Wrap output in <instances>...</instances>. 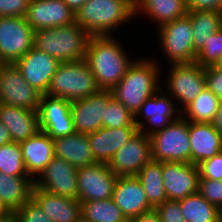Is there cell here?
Returning <instances> with one entry per match:
<instances>
[{"instance_id":"74e56055","label":"cell","mask_w":222,"mask_h":222,"mask_svg":"<svg viewBox=\"0 0 222 222\" xmlns=\"http://www.w3.org/2000/svg\"><path fill=\"white\" fill-rule=\"evenodd\" d=\"M198 192L222 211V180L199 177Z\"/></svg>"},{"instance_id":"681fc988","label":"cell","mask_w":222,"mask_h":222,"mask_svg":"<svg viewBox=\"0 0 222 222\" xmlns=\"http://www.w3.org/2000/svg\"><path fill=\"white\" fill-rule=\"evenodd\" d=\"M0 222H19V220L15 212H10L6 216L0 218Z\"/></svg>"},{"instance_id":"603a6c76","label":"cell","mask_w":222,"mask_h":222,"mask_svg":"<svg viewBox=\"0 0 222 222\" xmlns=\"http://www.w3.org/2000/svg\"><path fill=\"white\" fill-rule=\"evenodd\" d=\"M32 199L54 222H75L81 216V202L65 196H57L33 186Z\"/></svg>"},{"instance_id":"5bb4252c","label":"cell","mask_w":222,"mask_h":222,"mask_svg":"<svg viewBox=\"0 0 222 222\" xmlns=\"http://www.w3.org/2000/svg\"><path fill=\"white\" fill-rule=\"evenodd\" d=\"M34 186L57 196L78 199L77 168L54 156L34 180Z\"/></svg>"},{"instance_id":"d6a6232c","label":"cell","mask_w":222,"mask_h":222,"mask_svg":"<svg viewBox=\"0 0 222 222\" xmlns=\"http://www.w3.org/2000/svg\"><path fill=\"white\" fill-rule=\"evenodd\" d=\"M0 171L11 176H29L19 143L10 142L0 146Z\"/></svg>"},{"instance_id":"e0dca14e","label":"cell","mask_w":222,"mask_h":222,"mask_svg":"<svg viewBox=\"0 0 222 222\" xmlns=\"http://www.w3.org/2000/svg\"><path fill=\"white\" fill-rule=\"evenodd\" d=\"M25 18L34 31L76 22L75 13L63 0H30Z\"/></svg>"},{"instance_id":"6da1fadb","label":"cell","mask_w":222,"mask_h":222,"mask_svg":"<svg viewBox=\"0 0 222 222\" xmlns=\"http://www.w3.org/2000/svg\"><path fill=\"white\" fill-rule=\"evenodd\" d=\"M115 36H91L85 61L101 90H112L138 58L128 55L121 40ZM126 50V51H125Z\"/></svg>"},{"instance_id":"7bdbcfd3","label":"cell","mask_w":222,"mask_h":222,"mask_svg":"<svg viewBox=\"0 0 222 222\" xmlns=\"http://www.w3.org/2000/svg\"><path fill=\"white\" fill-rule=\"evenodd\" d=\"M205 84L222 101V70L215 66L206 67Z\"/></svg>"},{"instance_id":"b9f144b4","label":"cell","mask_w":222,"mask_h":222,"mask_svg":"<svg viewBox=\"0 0 222 222\" xmlns=\"http://www.w3.org/2000/svg\"><path fill=\"white\" fill-rule=\"evenodd\" d=\"M30 0H0V16L25 17Z\"/></svg>"},{"instance_id":"7402d4cb","label":"cell","mask_w":222,"mask_h":222,"mask_svg":"<svg viewBox=\"0 0 222 222\" xmlns=\"http://www.w3.org/2000/svg\"><path fill=\"white\" fill-rule=\"evenodd\" d=\"M19 144L25 169L28 175L35 180L54 157L53 139L45 132L39 131Z\"/></svg>"},{"instance_id":"60d3db41","label":"cell","mask_w":222,"mask_h":222,"mask_svg":"<svg viewBox=\"0 0 222 222\" xmlns=\"http://www.w3.org/2000/svg\"><path fill=\"white\" fill-rule=\"evenodd\" d=\"M198 167L202 178L222 180V151L201 162Z\"/></svg>"},{"instance_id":"f35d334b","label":"cell","mask_w":222,"mask_h":222,"mask_svg":"<svg viewBox=\"0 0 222 222\" xmlns=\"http://www.w3.org/2000/svg\"><path fill=\"white\" fill-rule=\"evenodd\" d=\"M15 213L19 222H54L32 198Z\"/></svg>"},{"instance_id":"484cf974","label":"cell","mask_w":222,"mask_h":222,"mask_svg":"<svg viewBox=\"0 0 222 222\" xmlns=\"http://www.w3.org/2000/svg\"><path fill=\"white\" fill-rule=\"evenodd\" d=\"M135 19L144 14L157 28L187 15L186 0H135Z\"/></svg>"},{"instance_id":"8d00e7d4","label":"cell","mask_w":222,"mask_h":222,"mask_svg":"<svg viewBox=\"0 0 222 222\" xmlns=\"http://www.w3.org/2000/svg\"><path fill=\"white\" fill-rule=\"evenodd\" d=\"M40 131L45 132L52 139L75 133L72 118L39 119Z\"/></svg>"},{"instance_id":"5b68a950","label":"cell","mask_w":222,"mask_h":222,"mask_svg":"<svg viewBox=\"0 0 222 222\" xmlns=\"http://www.w3.org/2000/svg\"><path fill=\"white\" fill-rule=\"evenodd\" d=\"M93 72L85 60L60 63L46 95L75 101L99 92Z\"/></svg>"},{"instance_id":"ba28073f","label":"cell","mask_w":222,"mask_h":222,"mask_svg":"<svg viewBox=\"0 0 222 222\" xmlns=\"http://www.w3.org/2000/svg\"><path fill=\"white\" fill-rule=\"evenodd\" d=\"M170 71L162 88L175 100L182 111L205 88V69L194 63L169 64ZM169 72V73H168ZM179 103V104H178Z\"/></svg>"},{"instance_id":"52a82bcc","label":"cell","mask_w":222,"mask_h":222,"mask_svg":"<svg viewBox=\"0 0 222 222\" xmlns=\"http://www.w3.org/2000/svg\"><path fill=\"white\" fill-rule=\"evenodd\" d=\"M158 47L161 54H164L168 64L194 63L196 54L194 53L192 33L193 27L188 15L163 24L156 29Z\"/></svg>"},{"instance_id":"3957f363","label":"cell","mask_w":222,"mask_h":222,"mask_svg":"<svg viewBox=\"0 0 222 222\" xmlns=\"http://www.w3.org/2000/svg\"><path fill=\"white\" fill-rule=\"evenodd\" d=\"M134 1L87 0L75 14V21L90 36H114L112 32L135 18Z\"/></svg>"},{"instance_id":"bcb514c9","label":"cell","mask_w":222,"mask_h":222,"mask_svg":"<svg viewBox=\"0 0 222 222\" xmlns=\"http://www.w3.org/2000/svg\"><path fill=\"white\" fill-rule=\"evenodd\" d=\"M212 126L222 135V101L211 122Z\"/></svg>"},{"instance_id":"c3c4849f","label":"cell","mask_w":222,"mask_h":222,"mask_svg":"<svg viewBox=\"0 0 222 222\" xmlns=\"http://www.w3.org/2000/svg\"><path fill=\"white\" fill-rule=\"evenodd\" d=\"M68 7L76 14L87 0H63Z\"/></svg>"},{"instance_id":"f6af8a7d","label":"cell","mask_w":222,"mask_h":222,"mask_svg":"<svg viewBox=\"0 0 222 222\" xmlns=\"http://www.w3.org/2000/svg\"><path fill=\"white\" fill-rule=\"evenodd\" d=\"M128 222H161L157 212L153 209L149 212L143 213L137 217H133Z\"/></svg>"},{"instance_id":"ffe728a7","label":"cell","mask_w":222,"mask_h":222,"mask_svg":"<svg viewBox=\"0 0 222 222\" xmlns=\"http://www.w3.org/2000/svg\"><path fill=\"white\" fill-rule=\"evenodd\" d=\"M138 127L107 128L101 127L89 133L88 139L97 162L109 163L114 154L126 144L137 132Z\"/></svg>"},{"instance_id":"f5cc1de1","label":"cell","mask_w":222,"mask_h":222,"mask_svg":"<svg viewBox=\"0 0 222 222\" xmlns=\"http://www.w3.org/2000/svg\"><path fill=\"white\" fill-rule=\"evenodd\" d=\"M75 222H87V221L84 220V219L81 217L79 220H77V221H75Z\"/></svg>"},{"instance_id":"4dcf8cb0","label":"cell","mask_w":222,"mask_h":222,"mask_svg":"<svg viewBox=\"0 0 222 222\" xmlns=\"http://www.w3.org/2000/svg\"><path fill=\"white\" fill-rule=\"evenodd\" d=\"M221 100L205 88L181 111V116L189 122L211 123L219 109Z\"/></svg>"},{"instance_id":"4316f807","label":"cell","mask_w":222,"mask_h":222,"mask_svg":"<svg viewBox=\"0 0 222 222\" xmlns=\"http://www.w3.org/2000/svg\"><path fill=\"white\" fill-rule=\"evenodd\" d=\"M33 186L30 176H11L0 171V199L11 212L32 198Z\"/></svg>"},{"instance_id":"8fae6325","label":"cell","mask_w":222,"mask_h":222,"mask_svg":"<svg viewBox=\"0 0 222 222\" xmlns=\"http://www.w3.org/2000/svg\"><path fill=\"white\" fill-rule=\"evenodd\" d=\"M34 30L25 17L0 16V63H14L32 47Z\"/></svg>"},{"instance_id":"ac0fdd59","label":"cell","mask_w":222,"mask_h":222,"mask_svg":"<svg viewBox=\"0 0 222 222\" xmlns=\"http://www.w3.org/2000/svg\"><path fill=\"white\" fill-rule=\"evenodd\" d=\"M23 78L42 94H46L60 62L45 52L32 47L14 62Z\"/></svg>"},{"instance_id":"7dc6e473","label":"cell","mask_w":222,"mask_h":222,"mask_svg":"<svg viewBox=\"0 0 222 222\" xmlns=\"http://www.w3.org/2000/svg\"><path fill=\"white\" fill-rule=\"evenodd\" d=\"M12 142L8 129L0 122V146Z\"/></svg>"},{"instance_id":"e575fe53","label":"cell","mask_w":222,"mask_h":222,"mask_svg":"<svg viewBox=\"0 0 222 222\" xmlns=\"http://www.w3.org/2000/svg\"><path fill=\"white\" fill-rule=\"evenodd\" d=\"M38 116L39 119L72 118L71 101L42 94Z\"/></svg>"},{"instance_id":"db71d44e","label":"cell","mask_w":222,"mask_h":222,"mask_svg":"<svg viewBox=\"0 0 222 222\" xmlns=\"http://www.w3.org/2000/svg\"><path fill=\"white\" fill-rule=\"evenodd\" d=\"M1 66H2V63H0V76H1Z\"/></svg>"},{"instance_id":"1f68e13d","label":"cell","mask_w":222,"mask_h":222,"mask_svg":"<svg viewBox=\"0 0 222 222\" xmlns=\"http://www.w3.org/2000/svg\"><path fill=\"white\" fill-rule=\"evenodd\" d=\"M81 216L87 222H128L112 198L81 203Z\"/></svg>"},{"instance_id":"83f0119b","label":"cell","mask_w":222,"mask_h":222,"mask_svg":"<svg viewBox=\"0 0 222 222\" xmlns=\"http://www.w3.org/2000/svg\"><path fill=\"white\" fill-rule=\"evenodd\" d=\"M187 15L192 22L193 48L197 55L210 35L222 28V11H188Z\"/></svg>"},{"instance_id":"f907efd6","label":"cell","mask_w":222,"mask_h":222,"mask_svg":"<svg viewBox=\"0 0 222 222\" xmlns=\"http://www.w3.org/2000/svg\"><path fill=\"white\" fill-rule=\"evenodd\" d=\"M11 211L5 206V204L2 202L0 199V218L6 216L9 214Z\"/></svg>"},{"instance_id":"9c48e42d","label":"cell","mask_w":222,"mask_h":222,"mask_svg":"<svg viewBox=\"0 0 222 222\" xmlns=\"http://www.w3.org/2000/svg\"><path fill=\"white\" fill-rule=\"evenodd\" d=\"M175 100L161 87L153 96L146 99L134 115V122L147 136L167 127L181 116Z\"/></svg>"},{"instance_id":"7c38bea8","label":"cell","mask_w":222,"mask_h":222,"mask_svg":"<svg viewBox=\"0 0 222 222\" xmlns=\"http://www.w3.org/2000/svg\"><path fill=\"white\" fill-rule=\"evenodd\" d=\"M117 178L107 163L96 162L77 168L78 200L83 203L112 198Z\"/></svg>"},{"instance_id":"f1b7e54d","label":"cell","mask_w":222,"mask_h":222,"mask_svg":"<svg viewBox=\"0 0 222 222\" xmlns=\"http://www.w3.org/2000/svg\"><path fill=\"white\" fill-rule=\"evenodd\" d=\"M178 201L187 222H222V211L199 192Z\"/></svg>"},{"instance_id":"4fadbf2b","label":"cell","mask_w":222,"mask_h":222,"mask_svg":"<svg viewBox=\"0 0 222 222\" xmlns=\"http://www.w3.org/2000/svg\"><path fill=\"white\" fill-rule=\"evenodd\" d=\"M152 160L151 139L138 132L112 157L108 167L116 176H136Z\"/></svg>"},{"instance_id":"ab89813d","label":"cell","mask_w":222,"mask_h":222,"mask_svg":"<svg viewBox=\"0 0 222 222\" xmlns=\"http://www.w3.org/2000/svg\"><path fill=\"white\" fill-rule=\"evenodd\" d=\"M161 222H187L184 218L178 200L167 199L154 209Z\"/></svg>"},{"instance_id":"f546056e","label":"cell","mask_w":222,"mask_h":222,"mask_svg":"<svg viewBox=\"0 0 222 222\" xmlns=\"http://www.w3.org/2000/svg\"><path fill=\"white\" fill-rule=\"evenodd\" d=\"M136 176L141 181L148 203L153 209L168 199L162 182V162L151 160Z\"/></svg>"},{"instance_id":"277c9868","label":"cell","mask_w":222,"mask_h":222,"mask_svg":"<svg viewBox=\"0 0 222 222\" xmlns=\"http://www.w3.org/2000/svg\"><path fill=\"white\" fill-rule=\"evenodd\" d=\"M91 36L77 23L34 31L33 47L60 63L85 59Z\"/></svg>"},{"instance_id":"9a60e30c","label":"cell","mask_w":222,"mask_h":222,"mask_svg":"<svg viewBox=\"0 0 222 222\" xmlns=\"http://www.w3.org/2000/svg\"><path fill=\"white\" fill-rule=\"evenodd\" d=\"M113 98L110 90H100L89 97L71 101V116L75 132L89 134L102 127L105 110Z\"/></svg>"},{"instance_id":"7a4b0ae2","label":"cell","mask_w":222,"mask_h":222,"mask_svg":"<svg viewBox=\"0 0 222 222\" xmlns=\"http://www.w3.org/2000/svg\"><path fill=\"white\" fill-rule=\"evenodd\" d=\"M155 57H138L120 82L111 90L113 97L120 101L133 115L147 98L161 87V64Z\"/></svg>"},{"instance_id":"2e32d148","label":"cell","mask_w":222,"mask_h":222,"mask_svg":"<svg viewBox=\"0 0 222 222\" xmlns=\"http://www.w3.org/2000/svg\"><path fill=\"white\" fill-rule=\"evenodd\" d=\"M200 171L192 163L162 162V182L169 200H180L198 192Z\"/></svg>"},{"instance_id":"836d02e7","label":"cell","mask_w":222,"mask_h":222,"mask_svg":"<svg viewBox=\"0 0 222 222\" xmlns=\"http://www.w3.org/2000/svg\"><path fill=\"white\" fill-rule=\"evenodd\" d=\"M102 127L117 129L121 127H137V125L134 122V115L113 97L105 110V120H102Z\"/></svg>"},{"instance_id":"816d5d0a","label":"cell","mask_w":222,"mask_h":222,"mask_svg":"<svg viewBox=\"0 0 222 222\" xmlns=\"http://www.w3.org/2000/svg\"><path fill=\"white\" fill-rule=\"evenodd\" d=\"M215 67L222 70V57L219 59L218 63L215 65Z\"/></svg>"},{"instance_id":"d590c367","label":"cell","mask_w":222,"mask_h":222,"mask_svg":"<svg viewBox=\"0 0 222 222\" xmlns=\"http://www.w3.org/2000/svg\"><path fill=\"white\" fill-rule=\"evenodd\" d=\"M222 57V28L210 35L204 47L197 53L195 63L202 68L215 66Z\"/></svg>"},{"instance_id":"44dd1931","label":"cell","mask_w":222,"mask_h":222,"mask_svg":"<svg viewBox=\"0 0 222 222\" xmlns=\"http://www.w3.org/2000/svg\"><path fill=\"white\" fill-rule=\"evenodd\" d=\"M0 122L15 143L23 142L40 131L38 112L22 107L0 103Z\"/></svg>"},{"instance_id":"cb8c5ba5","label":"cell","mask_w":222,"mask_h":222,"mask_svg":"<svg viewBox=\"0 0 222 222\" xmlns=\"http://www.w3.org/2000/svg\"><path fill=\"white\" fill-rule=\"evenodd\" d=\"M191 163L199 165L222 151V135L211 123L189 122Z\"/></svg>"},{"instance_id":"ee69618b","label":"cell","mask_w":222,"mask_h":222,"mask_svg":"<svg viewBox=\"0 0 222 222\" xmlns=\"http://www.w3.org/2000/svg\"><path fill=\"white\" fill-rule=\"evenodd\" d=\"M188 11H222V0H188Z\"/></svg>"},{"instance_id":"30bf717a","label":"cell","mask_w":222,"mask_h":222,"mask_svg":"<svg viewBox=\"0 0 222 222\" xmlns=\"http://www.w3.org/2000/svg\"><path fill=\"white\" fill-rule=\"evenodd\" d=\"M42 93L23 78L14 63H2L0 76V103L28 110H39Z\"/></svg>"},{"instance_id":"8992f818","label":"cell","mask_w":222,"mask_h":222,"mask_svg":"<svg viewBox=\"0 0 222 222\" xmlns=\"http://www.w3.org/2000/svg\"><path fill=\"white\" fill-rule=\"evenodd\" d=\"M152 160L191 163L189 121L180 116L162 130L150 135Z\"/></svg>"},{"instance_id":"d6986e66","label":"cell","mask_w":222,"mask_h":222,"mask_svg":"<svg viewBox=\"0 0 222 222\" xmlns=\"http://www.w3.org/2000/svg\"><path fill=\"white\" fill-rule=\"evenodd\" d=\"M112 199L127 220L153 210L137 176H118Z\"/></svg>"},{"instance_id":"d4e9b609","label":"cell","mask_w":222,"mask_h":222,"mask_svg":"<svg viewBox=\"0 0 222 222\" xmlns=\"http://www.w3.org/2000/svg\"><path fill=\"white\" fill-rule=\"evenodd\" d=\"M54 156L79 168L96 163L87 134L77 133L53 139Z\"/></svg>"}]
</instances>
